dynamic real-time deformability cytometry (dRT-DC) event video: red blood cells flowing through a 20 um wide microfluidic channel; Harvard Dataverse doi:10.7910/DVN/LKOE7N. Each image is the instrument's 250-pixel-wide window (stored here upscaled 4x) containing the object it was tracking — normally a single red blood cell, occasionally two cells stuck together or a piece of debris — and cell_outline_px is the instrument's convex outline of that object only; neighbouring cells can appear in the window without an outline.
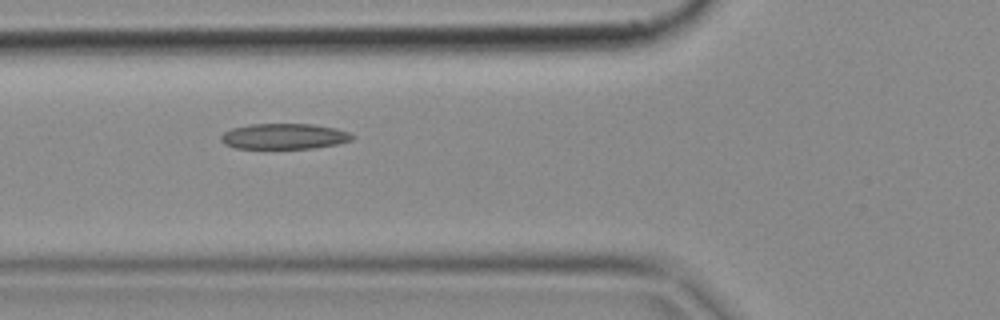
{"species": "common noctule bat (a hibernating species)", "species_latin": "Nyctalus noctula", "temperature_condition": "cold", "stored_images_in_passage": 6, "camera_frame_rate_fps": 3000, "um_per_image_px": 0.085, "animal": {"sex": "female", "body_mass_g": 18.4}, "frame": {"image": 1, "passage_image": 5, "time_ms": 1.333, "image_size_px": [1000, 320], "cell_outline_px": [[356, 136], [352, 140], [336, 144], [312, 148], [232, 148], [224, 144], [220, 140], [220, 136], [224, 132], [232, 128], [248, 124], [312, 124], [336, 128], [348, 132]], "centroid_in_image_um": [24.13, 11.58], "position_along_channel_um": 101.7, "area_um2": 19.65}}
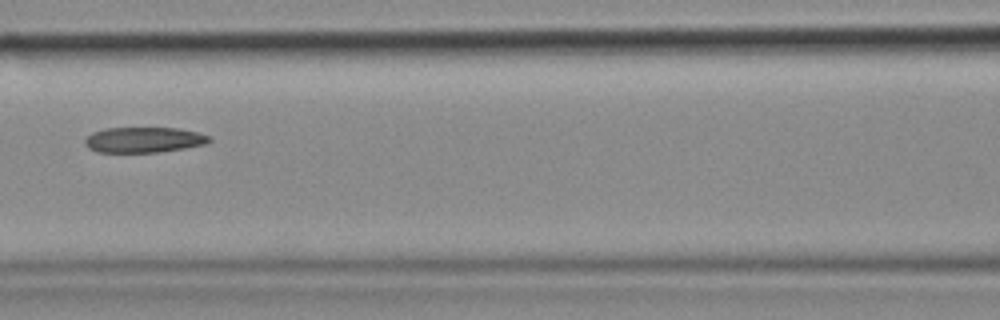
{"frame": {"image": 2, "passage_image": 6, "time_ms": 1.667, "image_size_px": [1000, 320], "cell_outline_px": [[212, 140], [208, 144], [184, 148], [156, 152], [96, 152], [88, 148], [84, 144], [84, 140], [92, 132], [104, 128], [176, 128], [200, 132], [208, 136]], "centroid_in_image_um": [12.22, 11.88], "position_along_channel_um": 154.4, "area_um2": 18.55}}